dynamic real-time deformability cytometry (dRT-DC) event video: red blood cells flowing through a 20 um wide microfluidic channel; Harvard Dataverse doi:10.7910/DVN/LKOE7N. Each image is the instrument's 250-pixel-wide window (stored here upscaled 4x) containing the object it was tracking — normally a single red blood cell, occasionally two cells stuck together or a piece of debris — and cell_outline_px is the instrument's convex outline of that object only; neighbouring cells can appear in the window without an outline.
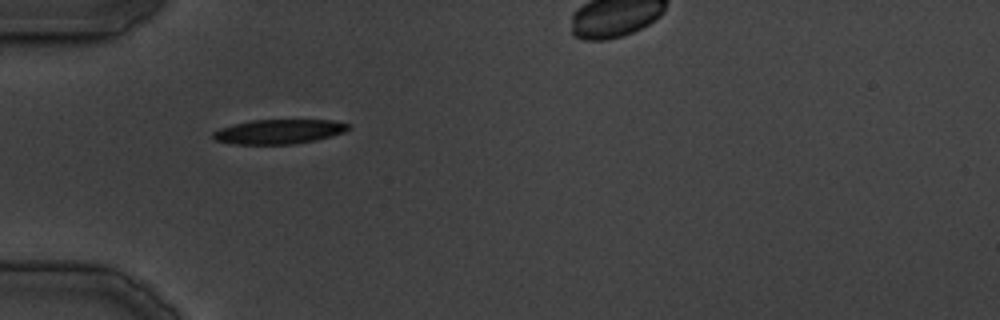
{"species": "common noctule bat (a hibernating species)", "species_latin": "Nyctalus noctula", "temperature_condition": "cold", "stored_images_in_passage": 21, "camera_frame_rate_fps": 3000, "um_per_image_px": 0.085, "animal": {"sex": "male", "body_mass_g": 19.5, "forearm_length_mm": 54.6}, "frame": {"image": 1, "passage_image": 1, "time_ms": 0.0, "image_size_px": [1000, 320], "cell_outline_px": [[352, 128], [344, 132], [332, 136], [316, 140], [292, 144], [232, 144], [216, 140], [212, 136], [212, 132], [220, 128], [232, 124], [252, 120], [332, 120], [352, 124]], "centroid_in_image_um": [23.74, 11.18], "position_along_channel_um": 61.3, "area_um2": 19.48}}
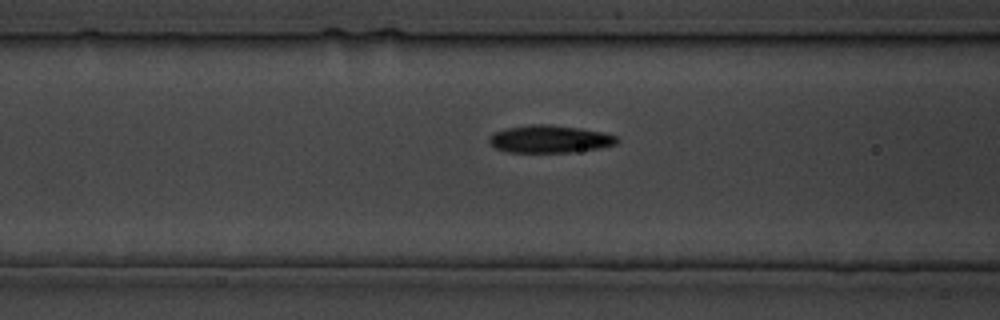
{"frame": {"image": 2, "passage_image": 4, "time_ms": 4.333, "image_size_px": [1000, 320], "cell_outline_px": [[620, 140], [616, 144], [600, 148], [572, 152], [508, 152], [496, 148], [488, 144], [488, 136], [496, 132], [508, 128], [532, 124], [548, 124], [580, 128], [604, 132], [616, 136]], "centroid_in_image_um": [46.73, 11.82], "position_along_channel_um": 119.9, "area_um2": 20.58}}